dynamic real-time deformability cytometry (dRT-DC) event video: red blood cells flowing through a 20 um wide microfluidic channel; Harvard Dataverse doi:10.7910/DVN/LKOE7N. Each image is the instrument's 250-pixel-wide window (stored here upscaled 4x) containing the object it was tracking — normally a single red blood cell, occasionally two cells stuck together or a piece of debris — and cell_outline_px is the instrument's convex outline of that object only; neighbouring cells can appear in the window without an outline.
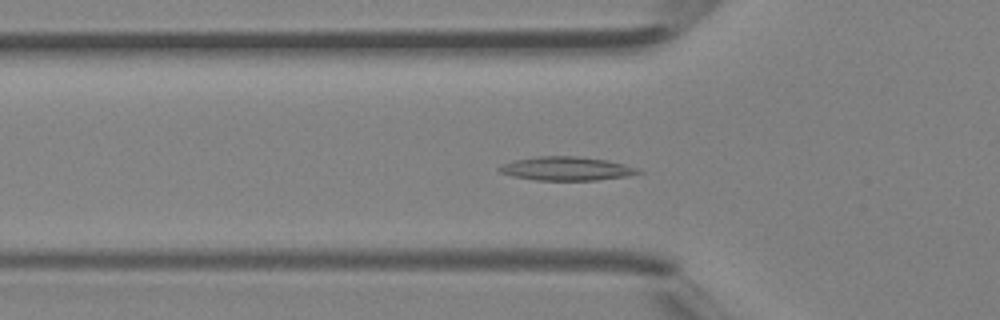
{"species": "Egyptian fruit bat (a non-hibernating species)", "species_latin": "Rousettus aegyptiacus", "temperature_condition": "room temperature", "stored_images_in_passage": 41, "camera_frame_rate_fps": 3000, "um_per_image_px": 0.085, "animal": {"sex": "female"}, "frame": {"image": 1, "passage_image": 14, "time_ms": 4.333, "image_size_px": [1000, 320], "cell_outline_px": [[644, 172], [624, 176], [596, 180], [536, 180], [512, 176], [500, 172], [496, 168], [500, 164], [516, 160], [536, 156], [580, 156], [608, 160], [624, 164], [636, 168]], "centroid_in_image_um": [48.11, 14.32], "position_along_channel_um": 77.7, "area_um2": 19.19}}
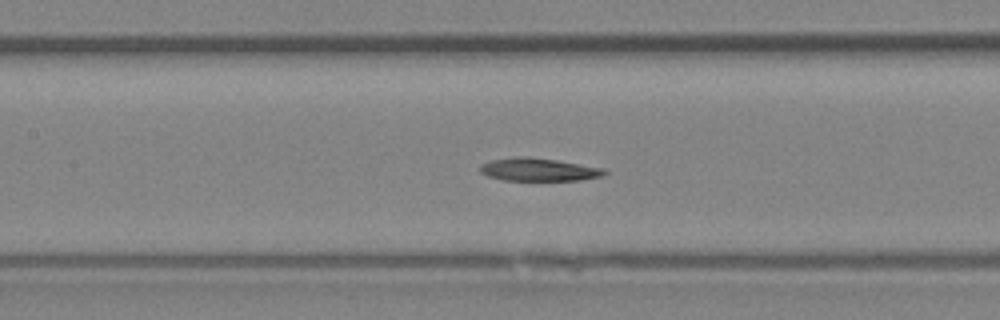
{"frame": {"image": 2, "passage_image": 19, "time_ms": 6.0, "image_size_px": [1000, 320], "cell_outline_px": [[608, 172], [604, 176], [580, 180], [504, 180], [488, 176], [480, 172], [480, 164], [492, 160], [516, 156], [528, 156], [556, 160], [604, 168]], "centroid_in_image_um": [45.79, 14.41], "position_along_channel_um": 161.6, "area_um2": 16.65}}
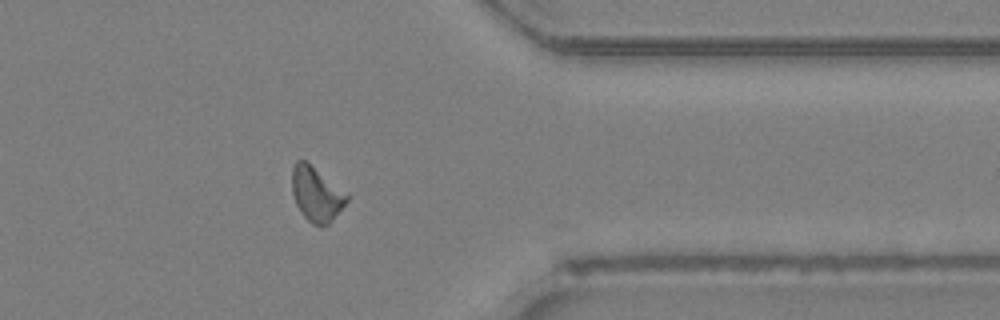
{"frame": {"image": 3, "passage_image": 33, "time_ms": 10.667, "image_size_px": [1000, 320], "cell_outline_px": [[348, 200], [332, 220], [328, 224], [320, 228], [312, 224], [300, 212], [296, 204], [292, 192], [292, 168], [296, 160], [304, 160], [348, 192]], "centroid_in_image_um": [26.9, 16.51], "position_along_channel_um": 384.5, "area_um2": 17.51}}